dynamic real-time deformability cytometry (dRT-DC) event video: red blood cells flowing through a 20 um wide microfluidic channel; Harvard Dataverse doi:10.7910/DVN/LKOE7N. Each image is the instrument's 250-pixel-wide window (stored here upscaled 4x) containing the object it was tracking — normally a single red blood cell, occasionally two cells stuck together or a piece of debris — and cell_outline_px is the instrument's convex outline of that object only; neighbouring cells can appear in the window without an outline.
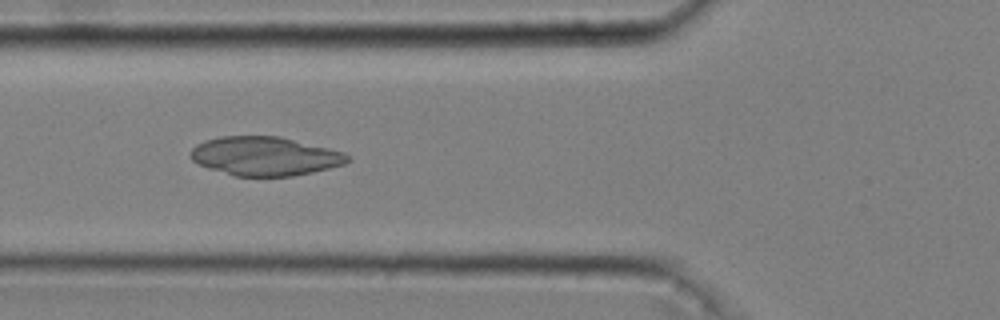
{"species": "common noctule bat (a hibernating species)", "species_latin": "Nyctalus noctula", "temperature_condition": "cold", "stored_images_in_passage": 36, "camera_frame_rate_fps": 3000, "um_per_image_px": 0.085, "animal": {"sex": "male", "body_mass_g": 20.4}, "frame": {"image": 1, "passage_image": 5, "time_ms": 1.333, "image_size_px": [1000, 320], "cell_outline_px": [[352, 160], [344, 164], [312, 172], [292, 176], [236, 176], [208, 168], [192, 160], [188, 156], [188, 152], [196, 144], [204, 140], [220, 136], [280, 136], [344, 152], [352, 156]], "centroid_in_image_um": [22.51, 13.26], "position_along_channel_um": 103.3, "area_um2": 35.72}}
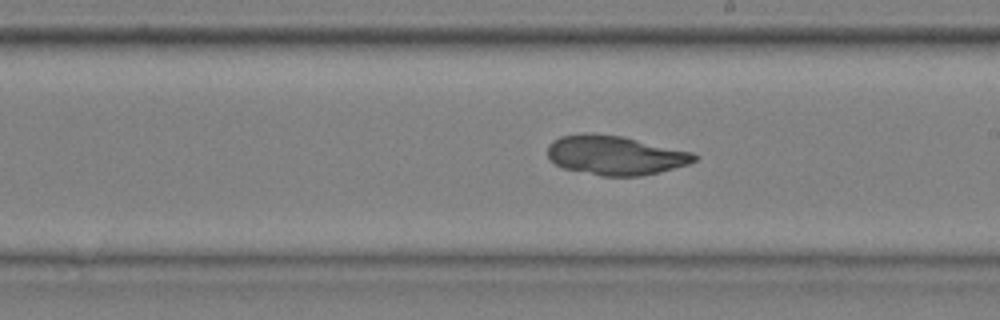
{"frame": {"image": 2, "passage_image": 16, "time_ms": 5.0, "image_size_px": [1000, 320], "cell_outline_px": [[700, 156], [696, 160], [688, 164], [640, 176], [600, 176], [564, 168], [548, 160], [548, 144], [552, 140], [560, 136], [584, 132], [592, 132], [624, 136], [692, 152]], "centroid_in_image_um": [52.25, 13.17], "position_along_channel_um": 236.8, "area_um2": 33.87}}
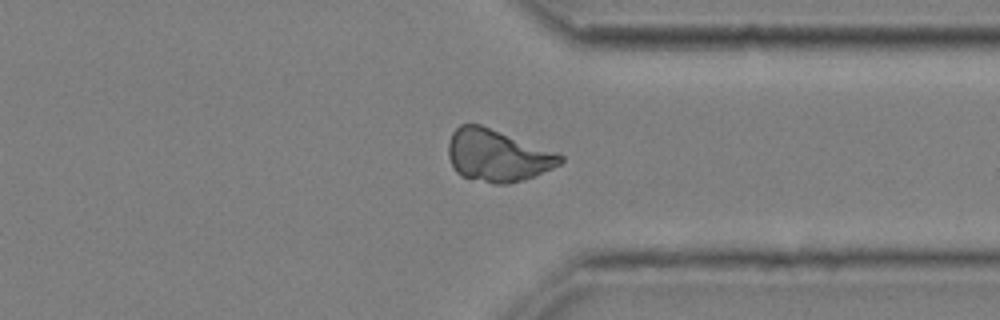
{"frame": {"image": 3, "passage_image": 27, "time_ms": 8.667, "image_size_px": [1000, 320], "cell_outline_px": [[564, 160], [560, 164], [552, 168], [524, 180], [508, 184], [496, 184], [460, 176], [456, 172], [448, 156], [448, 144], [452, 132], [460, 124], [480, 124], [556, 152], [564, 156]], "centroid_in_image_um": [42.26, 13.22], "position_along_channel_um": 369.1, "area_um2": 33.81}}